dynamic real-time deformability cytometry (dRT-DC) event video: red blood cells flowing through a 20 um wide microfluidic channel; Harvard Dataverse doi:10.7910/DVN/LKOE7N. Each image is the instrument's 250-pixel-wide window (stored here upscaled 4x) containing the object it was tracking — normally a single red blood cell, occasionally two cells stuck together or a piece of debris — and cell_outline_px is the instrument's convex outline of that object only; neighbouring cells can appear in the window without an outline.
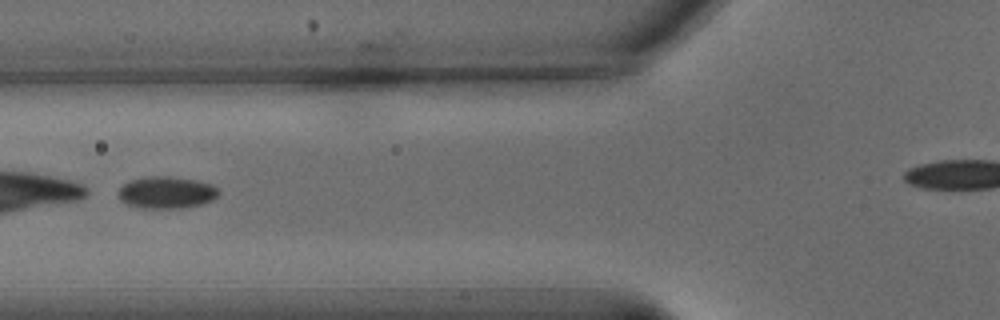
{"species": "common noctule bat (a hibernating species)", "species_latin": "Nyctalus noctula", "temperature_condition": "warm", "stored_images_in_passage": 48, "camera_frame_rate_fps": 3000, "um_per_image_px": 0.085, "animal": {"sex": "male", "body_mass_g": 15.6}, "frame": {"image": 1, "passage_image": 19, "time_ms": 6.0, "image_size_px": [1000, 320], "cell_outline_px": [[220, 192], [212, 200], [200, 204], [180, 208], [140, 208], [128, 204], [120, 200], [120, 188], [128, 180], [148, 176], [172, 176], [196, 180], [212, 184]], "centroid_in_image_um": [14.15, 16.35], "position_along_channel_um": 111.7, "area_um2": 18.61}}
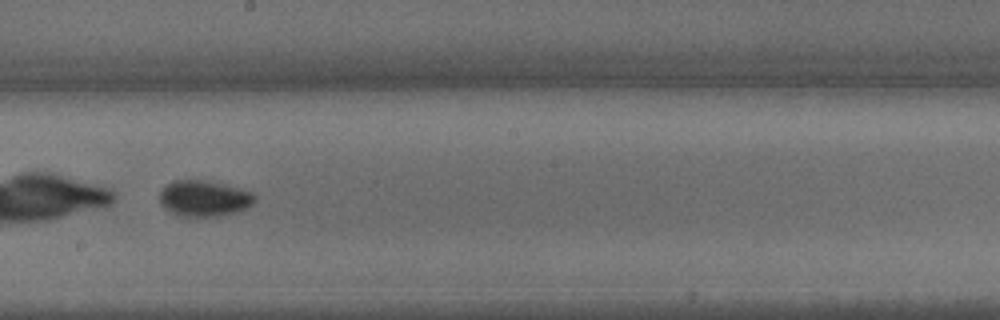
{"frame": {"image": 2, "passage_image": 29, "time_ms": 9.333, "image_size_px": [1000, 320], "cell_outline_px": [[256, 200], [252, 204], [244, 208], [220, 216], [184, 216], [172, 212], [160, 200], [160, 192], [172, 180], [204, 180], [240, 188], [252, 192], [256, 196]], "centroid_in_image_um": [17.38, 16.84], "position_along_channel_um": 230.8, "area_um2": 19.42}}
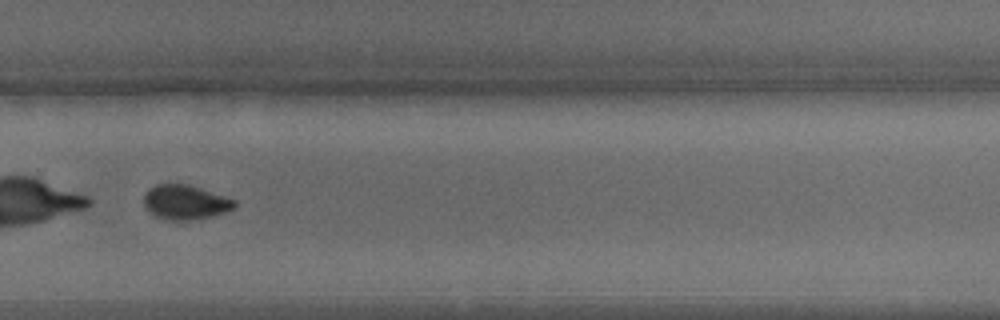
{"frame": {"image": 3, "passage_image": 36, "time_ms": 11.667, "image_size_px": [1000, 320], "cell_outline_px": [[236, 208], [224, 212], [192, 220], [172, 220], [156, 216], [144, 204], [144, 196], [148, 188], [156, 184], [188, 184], [236, 200]], "centroid_in_image_um": [15.76, 17.17], "position_along_channel_um": 314.0, "area_um2": 17.92}, "authors_computed_cell_mechanics": {"area_um2": 20.0277, "velocity_mm_per_s": 3.5732, "shape_relaxation_time_tau1_ms": 5.0653, "shape_relaxation_time_tau2_ms": 2.7687, "deformation_change_tau1": 0.1096, "deformation_change_tau2": 0.0639}}